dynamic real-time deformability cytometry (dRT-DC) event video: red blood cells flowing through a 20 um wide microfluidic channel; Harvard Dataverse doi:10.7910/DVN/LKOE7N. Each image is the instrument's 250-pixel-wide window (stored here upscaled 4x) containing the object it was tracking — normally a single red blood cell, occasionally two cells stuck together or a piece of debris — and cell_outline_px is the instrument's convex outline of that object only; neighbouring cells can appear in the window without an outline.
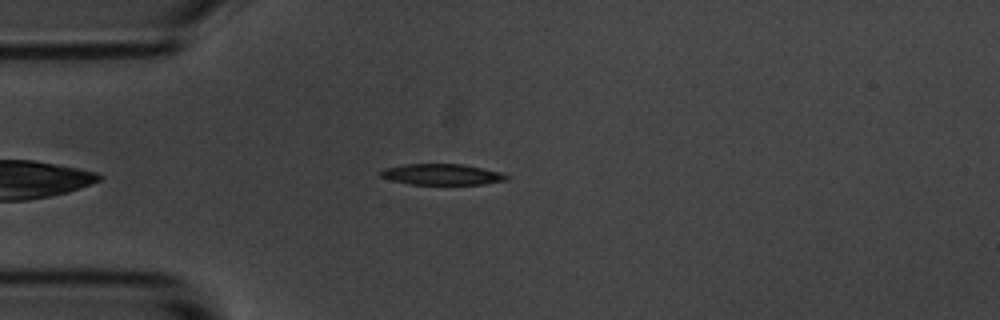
{"species": "common noctule bat (a hibernating species)", "species_latin": "Nyctalus noctula", "temperature_condition": "room temperature", "stored_images_in_passage": 6, "camera_frame_rate_fps": 3000, "um_per_image_px": 0.085, "animal": {"sex": "male", "body_mass_g": 20.1, "forearm_length_mm": 53.5}, "frame": {"image": 1, "passage_image": 6, "time_ms": 6.0, "image_size_px": [1000, 320], "cell_outline_px": [[508, 180], [484, 184], [408, 184], [392, 180], [380, 176], [380, 172], [384, 168], [404, 164], [464, 164], [500, 172], [508, 176]], "centroid_in_image_um": [37.56, 14.82], "position_along_channel_um": 47.4, "area_um2": 15.32}}